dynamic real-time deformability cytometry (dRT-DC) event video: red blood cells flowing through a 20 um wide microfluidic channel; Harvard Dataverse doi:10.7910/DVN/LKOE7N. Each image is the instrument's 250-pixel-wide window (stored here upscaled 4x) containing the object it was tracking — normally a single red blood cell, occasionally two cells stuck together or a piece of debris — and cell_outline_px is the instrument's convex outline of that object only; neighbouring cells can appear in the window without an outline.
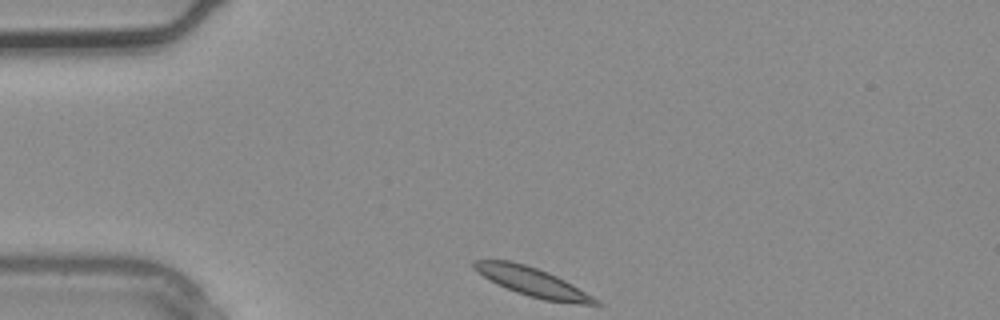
{"species": "common noctule bat (a hibernating species)", "species_latin": "Nyctalus noctula", "temperature_condition": "warm", "stored_images_in_passage": 1, "camera_frame_rate_fps": 3000, "um_per_image_px": 0.085, "animal": {"sex": "male", "body_mass_g": 20.4}, "frame": {"image": 1, "passage_image": 1, "time_ms": 0.0, "image_size_px": [1000, 320], "cell_outline_px": [[604, 304], [576, 304], [544, 300], [528, 296], [516, 292], [496, 284], [476, 272], [472, 268], [472, 260], [512, 260], [548, 272], [572, 284], [600, 300]], "centroid_in_image_um": [45.23, 23.96], "position_along_channel_um": 39.8, "area_um2": 20.52}}